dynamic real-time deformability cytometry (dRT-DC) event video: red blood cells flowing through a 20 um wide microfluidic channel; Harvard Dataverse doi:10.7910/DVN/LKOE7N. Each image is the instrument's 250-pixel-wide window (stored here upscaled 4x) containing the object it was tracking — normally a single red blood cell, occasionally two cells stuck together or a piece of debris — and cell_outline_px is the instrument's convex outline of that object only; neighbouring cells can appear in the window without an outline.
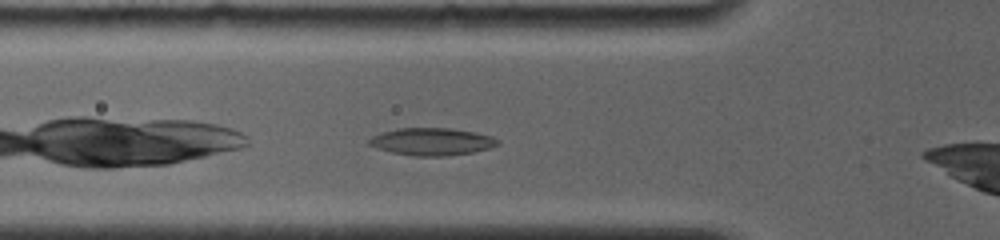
{"species": "common noctule bat (a hibernating species)", "species_latin": "Nyctalus noctula", "temperature_condition": "room temperature", "stored_images_in_passage": 19, "camera_frame_rate_fps": 4000, "um_per_image_px": 0.085, "animal": {"sex": "female", "body_mass_g": 19.0, "forearm_length_mm": 56.7}, "frame": {"image": 1, "passage_image": 4, "time_ms": 1.0, "image_size_px": [1000, 240], "cell_outline_px": [[500, 144], [488, 148], [472, 152], [444, 156], [416, 156], [392, 152], [376, 148], [368, 144], [368, 140], [372, 136], [380, 132], [400, 128], [448, 128], [476, 132], [492, 136], [500, 140]], "centroid_in_image_um": [36.7, 12.03], "position_along_channel_um": 89.1, "area_um2": 20.52}}
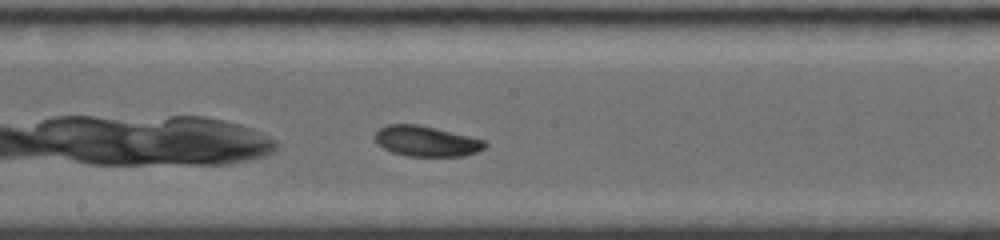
{"frame": {"image": 2, "passage_image": 10, "time_ms": 4.25, "image_size_px": [1000, 240], "cell_outline_px": [[488, 144], [484, 148], [476, 152], [464, 156], [408, 156], [392, 152], [384, 148], [376, 140], [376, 132], [380, 128], [388, 124], [416, 124], [468, 136], [484, 140]], "centroid_in_image_um": [36.25, 12.01], "position_along_channel_um": 212.0, "area_um2": 19.13}}
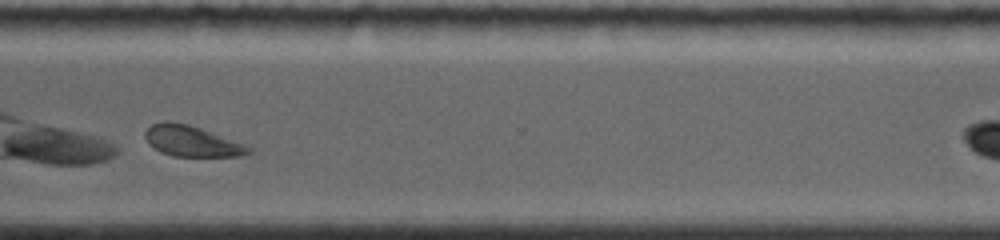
{"frame": {"image": 3, "passage_image": 18, "time_ms": 8.0, "image_size_px": [1000, 240], "cell_outline_px": [[252, 152], [244, 156], [172, 156], [160, 152], [148, 144], [144, 136], [144, 132], [152, 124], [164, 120], [168, 120], [188, 124], [252, 144]], "centroid_in_image_um": [16.38, 11.99], "position_along_channel_um": 354.2, "area_um2": 19.25}}